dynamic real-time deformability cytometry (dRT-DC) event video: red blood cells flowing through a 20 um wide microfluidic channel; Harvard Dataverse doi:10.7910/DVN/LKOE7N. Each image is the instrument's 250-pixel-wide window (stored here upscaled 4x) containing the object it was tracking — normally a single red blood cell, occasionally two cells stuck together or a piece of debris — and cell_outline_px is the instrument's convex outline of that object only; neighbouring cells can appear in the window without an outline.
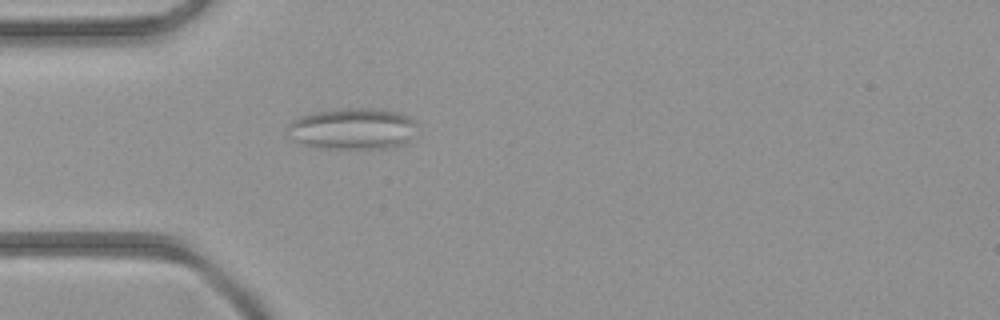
{"species": "common noctule bat (a hibernating species)", "species_latin": "Nyctalus noctula", "temperature_condition": "room temperature", "stored_images_in_passage": 4, "camera_frame_rate_fps": 3000, "um_per_image_px": 0.085, "animal": {"sex": "female", "body_mass_g": 21.9}, "frame": {"image": 1, "passage_image": 4, "time_ms": 4.333, "image_size_px": [1000, 320], "cell_outline_px": [[416, 124], [408, 144], [392, 148], [316, 148], [304, 144], [296, 140], [288, 128], [288, 124], [292, 120], [316, 112], [344, 108], [368, 108], [400, 112], [416, 120]], "centroid_in_image_um": [30.05, 10.95], "position_along_channel_um": 54.9, "area_um2": 31.04}}